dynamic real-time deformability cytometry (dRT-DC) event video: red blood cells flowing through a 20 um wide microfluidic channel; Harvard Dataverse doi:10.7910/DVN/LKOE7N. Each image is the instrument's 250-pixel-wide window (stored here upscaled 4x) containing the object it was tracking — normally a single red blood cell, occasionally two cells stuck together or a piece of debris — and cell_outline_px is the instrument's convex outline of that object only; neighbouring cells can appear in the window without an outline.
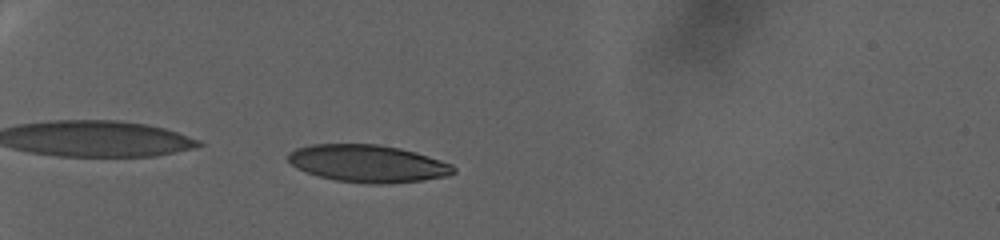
{"species": "human", "species_latin": "Homo sapiens", "temperature_condition": "warm", "stored_images_in_passage": 66, "camera_frame_rate_fps": 3000, "um_per_image_px": 0.085, "donor": {"sex": "female"}, "frame": {"image": 1, "passage_image": 4, "time_ms": 1.0, "image_size_px": [1000, 240], "cell_outline_px": [[456, 172], [448, 176], [424, 180], [388, 184], [368, 184], [336, 180], [320, 176], [296, 168], [288, 160], [288, 152], [296, 148], [312, 144], [376, 144], [400, 148], [416, 152], [452, 164], [456, 168]], "centroid_in_image_um": [31.29, 13.9], "position_along_channel_um": 53.7, "area_um2": 36.13}}
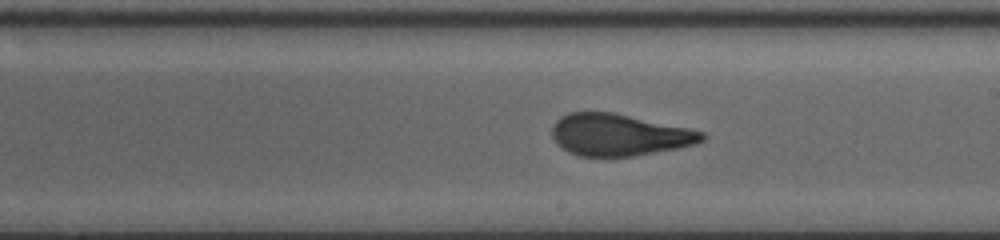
{"frame": {"image": 2, "passage_image": 33, "time_ms": 10.667, "image_size_px": [1000, 240], "cell_outline_px": [[708, 136], [704, 140], [696, 144], [676, 148], [632, 156], [576, 156], [568, 152], [556, 144], [552, 136], [552, 124], [560, 116], [568, 112], [612, 112], [688, 128], [704, 132]], "centroid_in_image_um": [52.58, 11.46], "position_along_channel_um": 236.4, "area_um2": 36.59}}
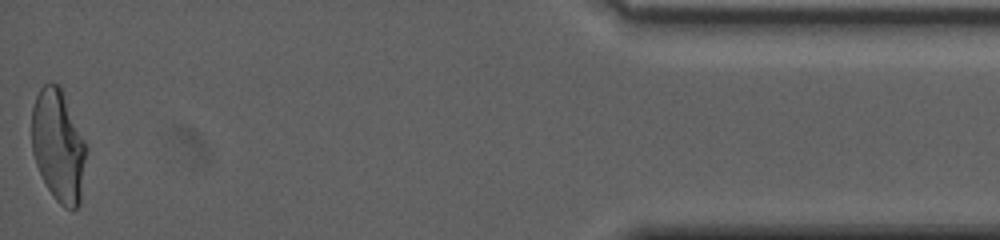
{"frame": {"image": 3, "passage_image": 66, "time_ms": 21.667, "image_size_px": [1000, 240], "cell_outline_px": [[88, 148], [80, 204], [72, 212], [64, 208], [56, 200], [48, 188], [36, 164], [32, 152], [32, 108], [36, 96], [40, 88], [44, 84], [60, 84]], "centroid_in_image_um": [4.98, 12.41], "position_along_channel_um": 430.2, "area_um2": 35.89}, "authors_computed_cell_mechanics": {"area_um2": 36.7608, "velocity_mm_per_s": 2.3258, "shape_relaxation_time_tau1_ms": null, "shape_relaxation_time_tau2_ms": 1.3809, "deformation_change_tau1": null, "deformation_change_tau2": 0.091}}